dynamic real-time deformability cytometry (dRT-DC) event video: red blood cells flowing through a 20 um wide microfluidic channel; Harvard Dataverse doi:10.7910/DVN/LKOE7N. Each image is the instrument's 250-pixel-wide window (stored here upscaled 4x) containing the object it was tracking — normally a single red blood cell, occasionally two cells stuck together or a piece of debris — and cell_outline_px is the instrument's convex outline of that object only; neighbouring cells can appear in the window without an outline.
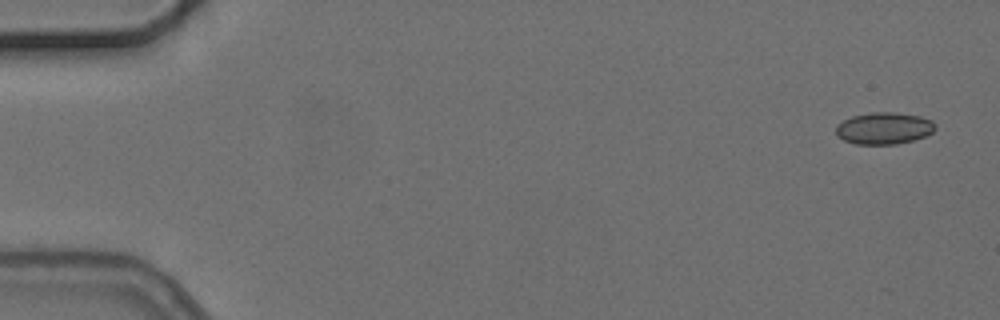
{"species": "common noctule bat (a hibernating species)", "species_latin": "Nyctalus noctula", "temperature_condition": "cold", "stored_images_in_passage": 5, "camera_frame_rate_fps": 3000, "um_per_image_px": 0.085, "animal": {"sex": "female", "body_mass_g": 24.6, "forearm_length_mm": 56.2}, "frame": {"image": 1, "passage_image": 1, "time_ms": 0.0, "image_size_px": [1000, 320], "cell_outline_px": [[936, 128], [932, 132], [924, 136], [912, 140], [896, 144], [856, 144], [844, 140], [836, 136], [836, 124], [852, 116], [872, 112], [896, 112], [920, 116], [932, 120], [936, 124]], "centroid_in_image_um": [75.13, 10.89], "position_along_channel_um": 9.9, "area_um2": 18.5}}
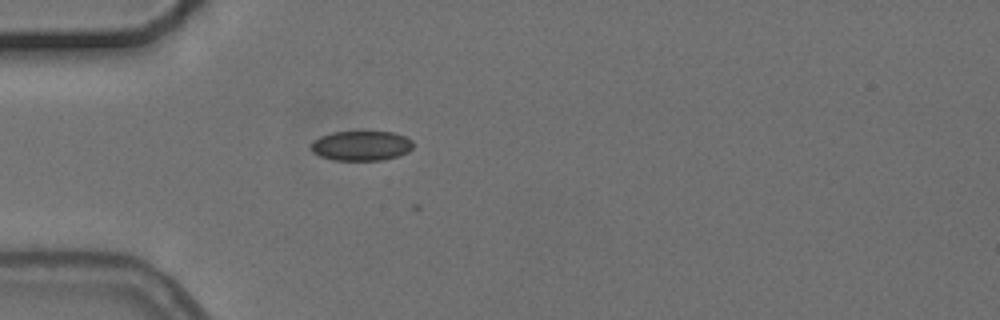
{"frame": {"image": 2, "passage_image": 4, "time_ms": 4.667, "image_size_px": [1000, 320], "cell_outline_px": [[412, 148], [408, 152], [384, 160], [332, 160], [320, 156], [312, 152], [312, 144], [320, 136], [332, 132], [360, 128], [392, 132], [404, 136], [412, 140]], "centroid_in_image_um": [30.71, 12.33], "position_along_channel_um": 54.3, "area_um2": 18.44}}